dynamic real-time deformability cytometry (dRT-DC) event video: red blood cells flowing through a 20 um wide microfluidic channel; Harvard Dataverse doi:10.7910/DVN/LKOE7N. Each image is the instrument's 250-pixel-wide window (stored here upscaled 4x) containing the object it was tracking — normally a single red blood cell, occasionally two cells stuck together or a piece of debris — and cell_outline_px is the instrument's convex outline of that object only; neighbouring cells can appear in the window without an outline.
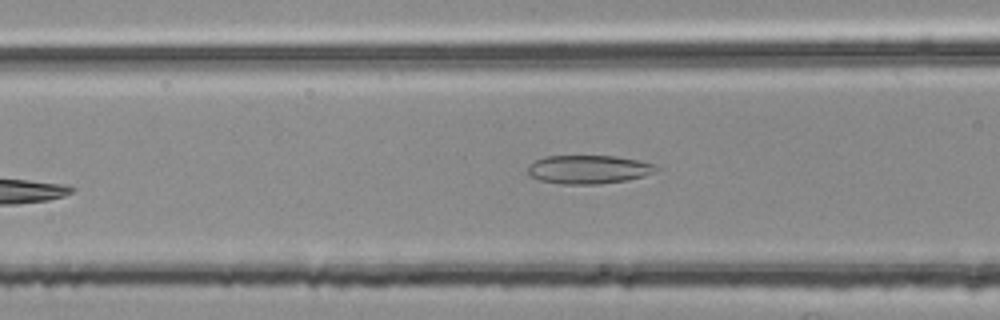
{"species": "common noctule bat (a hibernating species)", "species_latin": "Nyctalus noctula", "temperature_condition": "room temperature", "stored_images_in_passage": 28, "camera_frame_rate_fps": 3000, "um_per_image_px": 0.085, "animal": {"sex": "female", "body_mass_g": 25.1}, "frame": {"image": 1, "passage_image": 6, "time_ms": 1.667, "image_size_px": [1000, 320], "cell_outline_px": [[660, 168], [644, 176], [628, 180], [600, 184], [560, 184], [540, 180], [532, 176], [528, 172], [528, 164], [544, 156], [616, 156], [640, 160], [656, 164]], "centroid_in_image_um": [50.05, 14.4], "position_along_channel_um": 116.5, "area_um2": 21.5}}
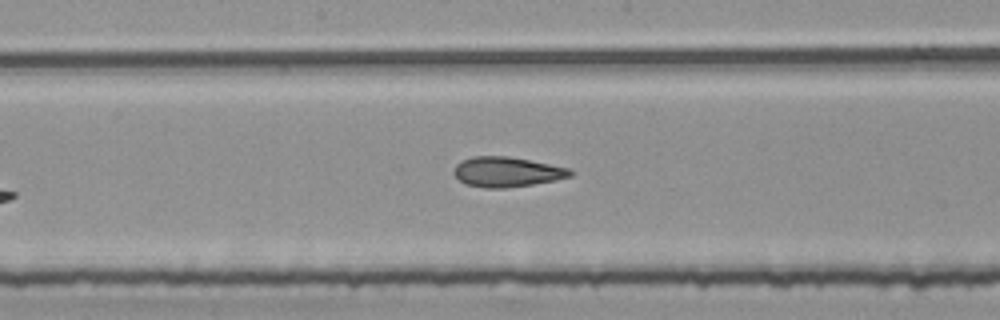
{"frame": {"image": 2, "passage_image": 13, "time_ms": 4.0, "image_size_px": [1000, 320], "cell_outline_px": [[576, 172], [572, 176], [556, 180], [532, 184], [504, 188], [484, 188], [464, 184], [452, 172], [456, 164], [472, 156], [508, 156], [568, 168]], "centroid_in_image_um": [43.07, 14.62], "position_along_channel_um": 205.1, "area_um2": 20.29}}
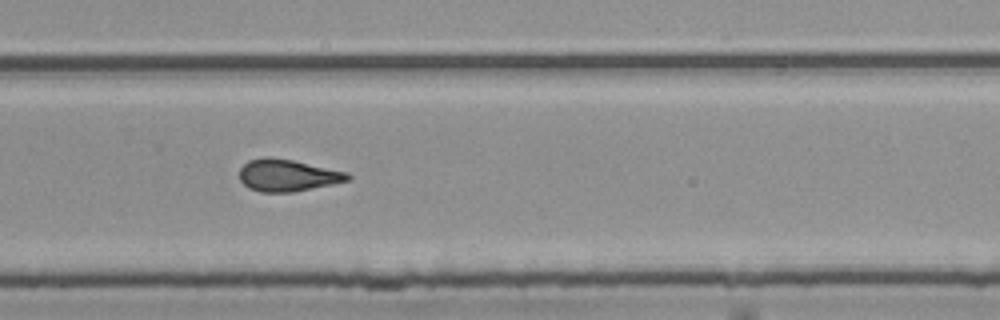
{"frame": {"image": 3, "passage_image": 21, "time_ms": 6.667, "image_size_px": [1000, 320], "cell_outline_px": [[352, 180], [292, 192], [260, 192], [248, 188], [240, 180], [240, 168], [248, 160], [264, 156], [268, 156], [292, 160], [348, 172], [352, 176]], "centroid_in_image_um": [24.44, 14.9], "position_along_channel_um": 305.4, "area_um2": 20.29}, "authors_computed_cell_mechanics": {"area_um2": 20.0277, "velocity_mm_per_s": 3.7785, "shape_relaxation_time_tau1_ms": null, "shape_relaxation_time_tau2_ms": 2.5499, "deformation_change_tau1": null, "deformation_change_tau2": 0.1268}}